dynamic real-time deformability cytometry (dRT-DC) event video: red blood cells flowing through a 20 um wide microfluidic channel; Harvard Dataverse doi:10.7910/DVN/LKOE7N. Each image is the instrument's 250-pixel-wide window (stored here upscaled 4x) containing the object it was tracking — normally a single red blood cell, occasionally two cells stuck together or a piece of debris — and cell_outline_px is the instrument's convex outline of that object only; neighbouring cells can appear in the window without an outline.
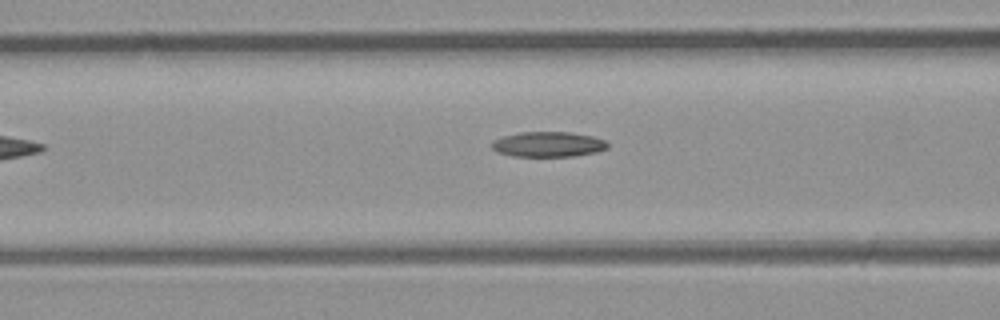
{"species": "common noctule bat (a hibernating species)", "species_latin": "Nyctalus noctula", "temperature_condition": "room temperature", "stored_images_in_passage": 7, "camera_frame_rate_fps": 3000, "um_per_image_px": 0.085, "animal": {"sex": "male", "body_mass_g": 23.1, "forearm_length_mm": 52.7}, "frame": {"image": 1, "passage_image": 5, "time_ms": 1.333, "image_size_px": [1000, 320], "cell_outline_px": [[608, 148], [596, 152], [572, 156], [512, 156], [496, 152], [492, 148], [492, 140], [504, 136], [520, 132], [568, 132], [592, 136], [604, 140], [608, 144]], "centroid_in_image_um": [46.57, 12.27], "position_along_channel_um": 120.0, "area_um2": 16.94}}